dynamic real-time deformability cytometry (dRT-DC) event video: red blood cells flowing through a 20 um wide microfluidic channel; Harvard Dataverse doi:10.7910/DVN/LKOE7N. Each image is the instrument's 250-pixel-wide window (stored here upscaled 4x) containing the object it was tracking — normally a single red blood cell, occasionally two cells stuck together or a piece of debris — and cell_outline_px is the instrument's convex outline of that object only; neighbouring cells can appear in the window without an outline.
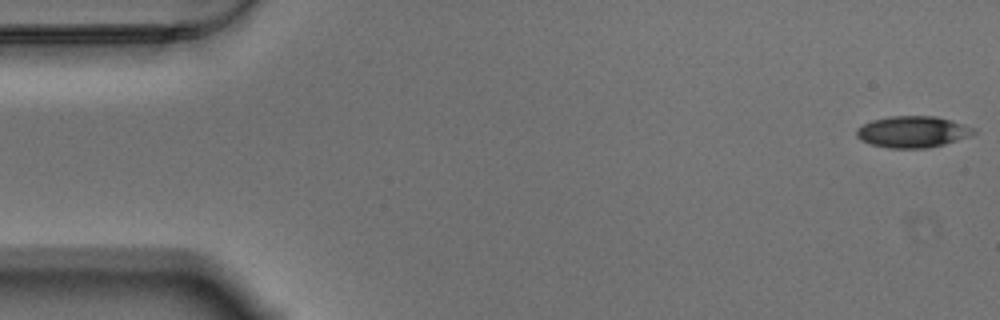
{"species": "Egyptian fruit bat (a non-hibernating species)", "species_latin": "Rousettus aegyptiacus", "temperature_condition": "warm", "stored_images_in_passage": 57, "camera_frame_rate_fps": 3000, "um_per_image_px": 0.085, "animal": {"sex": "male"}, "frame": {"image": 1, "passage_image": 1, "time_ms": 0.0, "image_size_px": [1000, 320], "cell_outline_px": [[976, 132], [972, 136], [944, 144], [928, 148], [888, 148], [872, 144], [860, 140], [856, 136], [856, 128], [872, 120], [888, 116], [936, 116], [952, 120], [976, 128]], "centroid_in_image_um": [77.6, 11.2], "position_along_channel_um": 7.4, "area_um2": 21.68}}
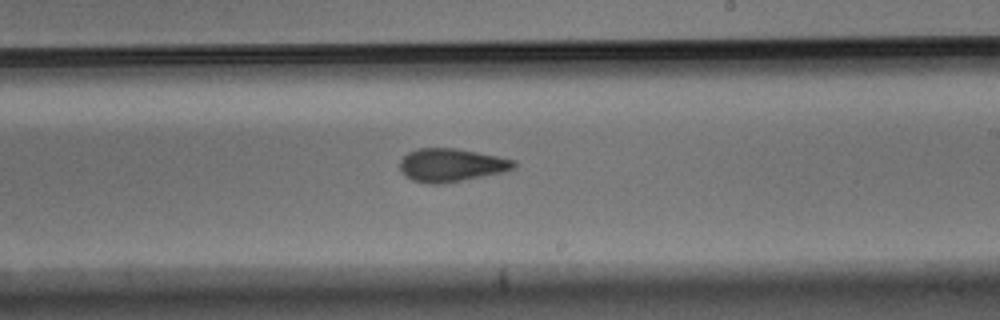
{"frame": {"image": 2, "passage_image": 33, "time_ms": 10.667, "image_size_px": [1000, 320], "cell_outline_px": [[516, 168], [504, 172], [444, 184], [428, 184], [412, 180], [404, 176], [400, 172], [400, 160], [408, 152], [420, 148], [456, 148], [516, 160]], "centroid_in_image_um": [38.34, 14.05], "position_along_channel_um": 250.7, "area_um2": 22.25}}
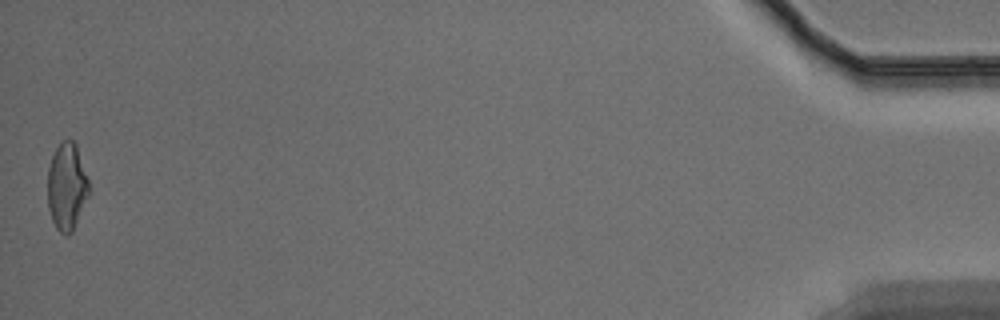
{"frame": {"image": 3, "passage_image": 57, "time_ms": 18.667, "image_size_px": [1000, 320], "cell_outline_px": [[88, 196], [72, 232], [68, 236], [64, 236], [56, 228], [52, 220], [48, 208], [48, 168], [52, 156], [56, 148], [68, 136], [76, 144], [88, 180]], "centroid_in_image_um": [5.66, 15.87], "position_along_channel_um": 429.5, "area_um2": 20.87}, "authors_computed_cell_mechanics": {"area_um2": 21.675, "velocity_mm_per_s": 3.4766, "shape_relaxation_time_tau1_ms": 5.1301, "shape_relaxation_time_tau2_ms": 2.8968, "deformation_change_tau1": 0.1479, "deformation_change_tau2": 0.103}}